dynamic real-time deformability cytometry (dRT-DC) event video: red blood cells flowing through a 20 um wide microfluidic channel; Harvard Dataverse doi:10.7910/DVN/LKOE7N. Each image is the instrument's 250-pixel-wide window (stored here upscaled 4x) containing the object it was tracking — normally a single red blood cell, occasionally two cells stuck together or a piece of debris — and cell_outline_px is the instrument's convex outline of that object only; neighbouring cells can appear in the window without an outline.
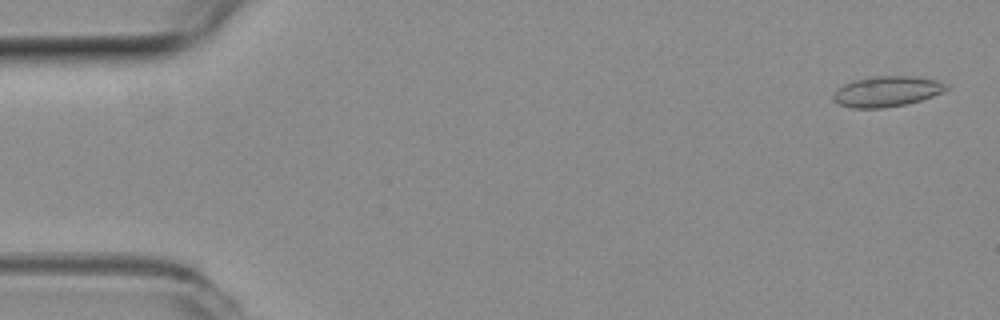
{"species": "common noctule bat (a hibernating species)", "species_latin": "Nyctalus noctula", "temperature_condition": "room temperature", "stored_images_in_passage": 56, "camera_frame_rate_fps": 3000, "um_per_image_px": 0.085, "animal": {"sex": "female", "body_mass_g": 19.3, "forearm_length_mm": 54.1}, "frame": {"image": 1, "passage_image": 2, "time_ms": 0.333, "image_size_px": [1000, 320], "cell_outline_px": [[948, 88], [932, 96], [920, 100], [904, 104], [884, 108], [852, 108], [840, 104], [832, 100], [832, 96], [844, 84], [852, 80], [868, 76], [912, 76], [936, 80], [948, 84]], "centroid_in_image_um": [75.35, 7.76], "position_along_channel_um": 9.7, "area_um2": 19.94}}
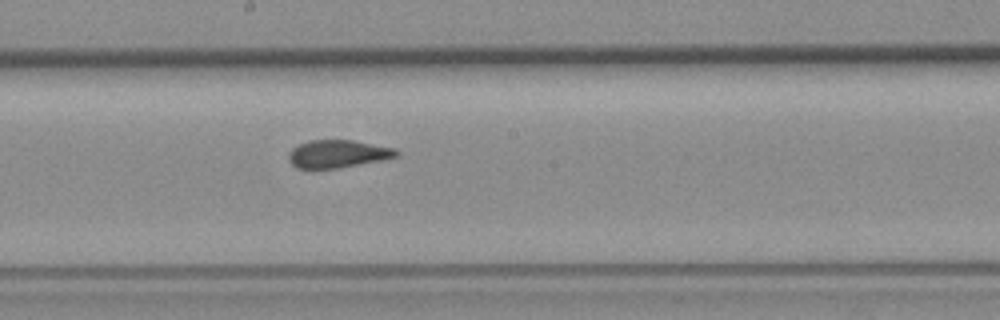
{"frame": {"image": 2, "passage_image": 30, "time_ms": 9.667, "image_size_px": [1000, 320], "cell_outline_px": [[400, 156], [340, 168], [296, 168], [288, 160], [288, 152], [292, 148], [308, 140], [352, 140], [396, 148], [400, 152]], "centroid_in_image_um": [28.72, 13.07], "position_along_channel_um": 219.5, "area_um2": 17.51}}
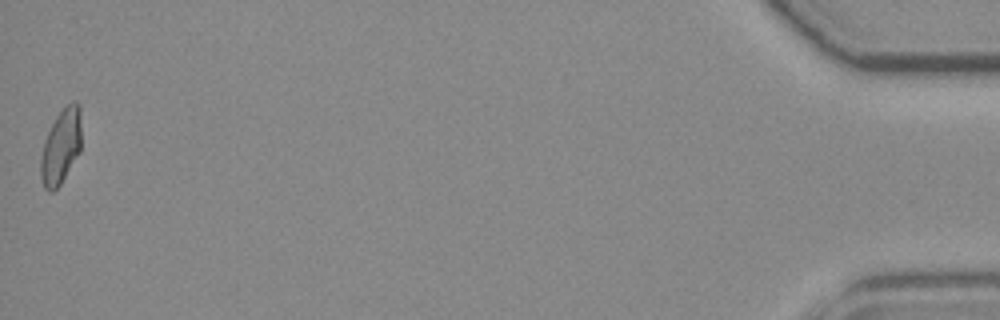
{"frame": {"image": 3, "passage_image": 56, "time_ms": 18.333, "image_size_px": [1000, 320], "cell_outline_px": [[80, 152], [60, 184], [52, 192], [48, 192], [44, 188], [40, 176], [40, 160], [44, 140], [56, 116], [72, 100], [76, 100], [80, 104]], "centroid_in_image_um": [5.17, 12.46], "position_along_channel_um": 430.0, "area_um2": 17.69}, "authors_computed_cell_mechanics": {"area_um2": 18.4671, "velocity_mm_per_s": 3.6385, "shape_relaxation_time_tau1_ms": null, "shape_relaxation_time_tau2_ms": 1.1076, "deformation_change_tau1": null, "deformation_change_tau2": 0.0564}}